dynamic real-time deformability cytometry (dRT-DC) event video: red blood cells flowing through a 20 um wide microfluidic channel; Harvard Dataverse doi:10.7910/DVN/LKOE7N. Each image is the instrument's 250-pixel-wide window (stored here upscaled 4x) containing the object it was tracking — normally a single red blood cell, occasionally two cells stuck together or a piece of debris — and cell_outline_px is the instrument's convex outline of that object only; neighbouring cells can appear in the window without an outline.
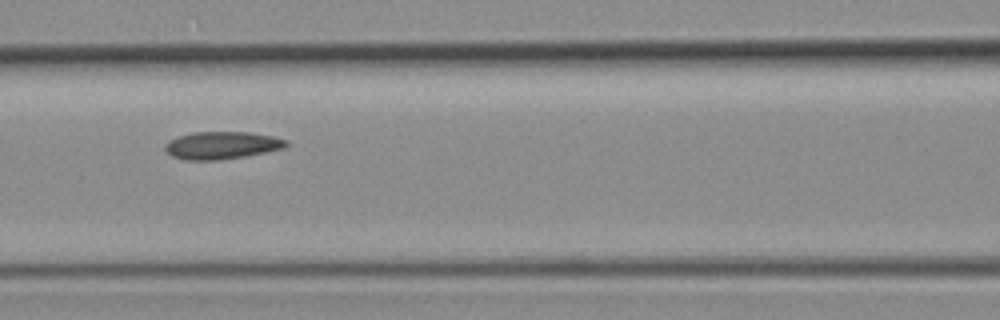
{"species": "common noctule bat (a hibernating species)", "species_latin": "Nyctalus noctula", "temperature_condition": "room temperature", "stored_images_in_passage": 4, "camera_frame_rate_fps": 3000, "um_per_image_px": 0.085, "animal": {"sex": "female", "body_mass_g": 19.3, "forearm_length_mm": 54.1}, "frame": {"image": 1, "passage_image": 3, "time_ms": 2.333, "image_size_px": [1000, 320], "cell_outline_px": [[288, 144], [284, 148], [244, 156], [220, 160], [184, 160], [172, 156], [164, 148], [168, 140], [192, 132], [248, 132], [272, 136], [288, 140]], "centroid_in_image_um": [18.84, 12.35], "position_along_channel_um": 147.8, "area_um2": 19.31}}
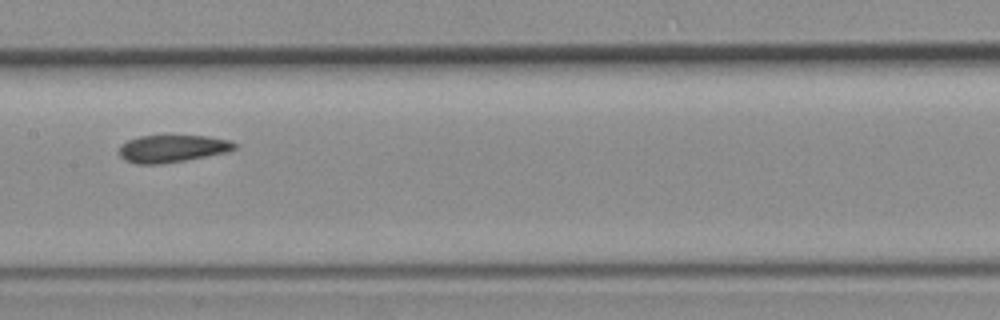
{"frame": {"image": 2, "passage_image": 4, "time_ms": 3.333, "image_size_px": [1000, 320], "cell_outline_px": [[236, 148], [228, 152], [184, 160], [156, 164], [136, 164], [124, 160], [120, 156], [120, 148], [128, 140], [140, 136], [208, 136], [228, 140], [236, 144]], "centroid_in_image_um": [14.65, 12.63], "position_along_channel_um": 192.8, "area_um2": 18.09}}